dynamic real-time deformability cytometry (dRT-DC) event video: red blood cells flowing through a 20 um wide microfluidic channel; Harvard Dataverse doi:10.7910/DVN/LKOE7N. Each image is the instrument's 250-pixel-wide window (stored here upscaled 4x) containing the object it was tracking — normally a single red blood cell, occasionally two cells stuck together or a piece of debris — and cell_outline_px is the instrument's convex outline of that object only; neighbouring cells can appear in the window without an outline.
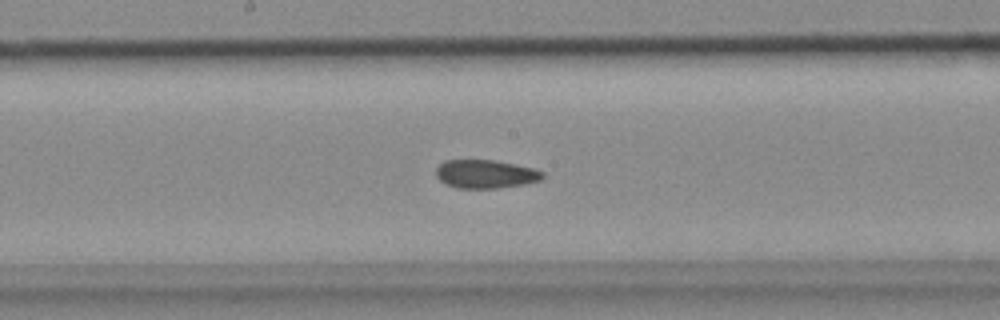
{"species": "common noctule bat (a hibernating species)", "species_latin": "Nyctalus noctula", "temperature_condition": "cold", "stored_images_in_passage": 40, "camera_frame_rate_fps": 3000, "um_per_image_px": 0.085, "animal": {"sex": "female", "body_mass_g": 18.4}, "frame": {"image": 1, "passage_image": 14, "time_ms": 4.333, "image_size_px": [1000, 320], "cell_outline_px": [[544, 176], [540, 180], [524, 184], [496, 188], [456, 188], [444, 184], [436, 176], [436, 168], [444, 160], [492, 160], [532, 168], [544, 172]], "centroid_in_image_um": [41.23, 14.8], "position_along_channel_um": 207.0, "area_um2": 17.57}}
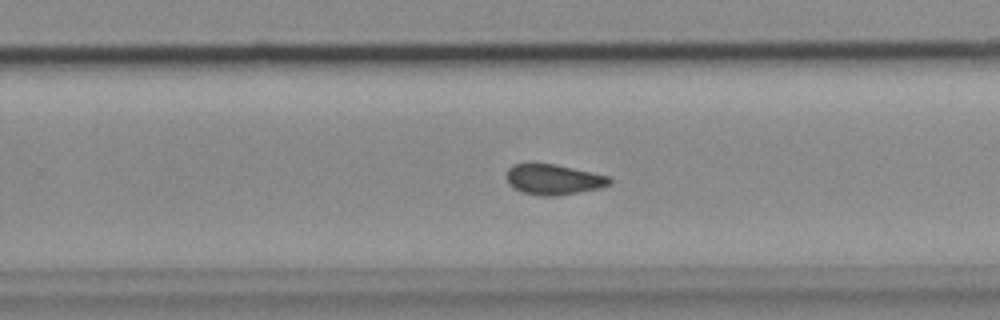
{"frame": {"image": 2, "passage_image": 20, "time_ms": 6.333, "image_size_px": [1000, 320], "cell_outline_px": [[612, 184], [600, 188], [552, 196], [548, 196], [524, 192], [516, 188], [508, 180], [508, 168], [516, 164], [556, 164], [592, 172], [608, 176], [612, 180]], "centroid_in_image_um": [47.13, 15.24], "position_along_channel_um": 282.7, "area_um2": 17.69}}
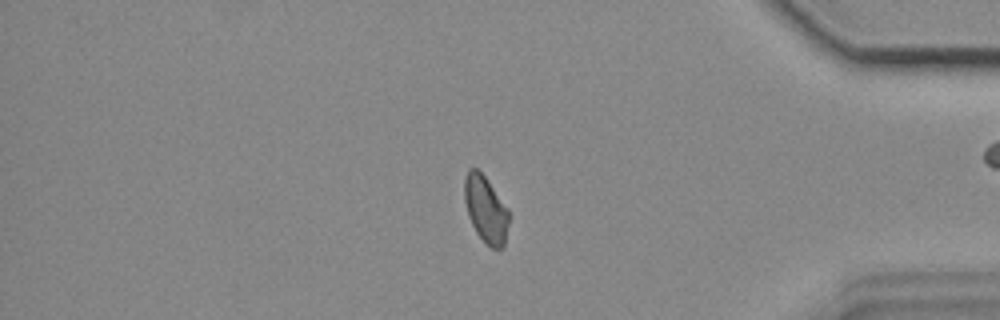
{"frame": {"image": 3, "passage_image": 31, "time_ms": 10.0, "image_size_px": [1000, 320], "cell_outline_px": [[508, 224], [504, 244], [500, 248], [492, 248], [476, 232], [468, 216], [464, 200], [464, 176], [468, 168], [476, 168], [484, 176], [508, 208]], "centroid_in_image_um": [41.26, 17.75], "position_along_channel_um": 393.9, "area_um2": 16.99}}